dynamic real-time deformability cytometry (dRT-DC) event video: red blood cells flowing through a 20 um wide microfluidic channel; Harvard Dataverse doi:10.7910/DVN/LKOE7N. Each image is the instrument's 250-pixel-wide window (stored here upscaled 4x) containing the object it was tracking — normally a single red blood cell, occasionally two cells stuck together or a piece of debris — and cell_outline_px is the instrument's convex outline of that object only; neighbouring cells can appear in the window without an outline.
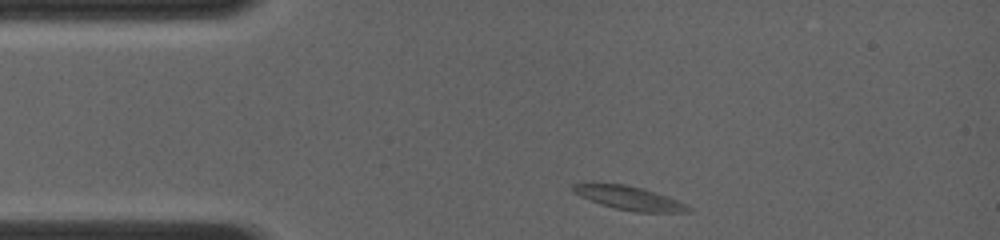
{"species": "common noctule bat (a hibernating species)", "species_latin": "Nyctalus noctula", "temperature_condition": "room temperature", "stored_images_in_passage": 62, "camera_frame_rate_fps": 4000, "um_per_image_px": 0.085, "animal": {"sex": "female", "body_mass_g": 19.0, "forearm_length_mm": 56.7}, "frame": {"image": 1, "passage_image": 1, "time_ms": 0.0, "image_size_px": [1000, 240], "cell_outline_px": [[692, 212], [636, 212], [616, 208], [600, 204], [580, 196], [572, 192], [572, 184], [584, 180], [624, 184], [640, 188], [668, 196], [692, 208]], "centroid_in_image_um": [53.36, 16.79], "position_along_channel_um": 31.6, "area_um2": 16.3}}
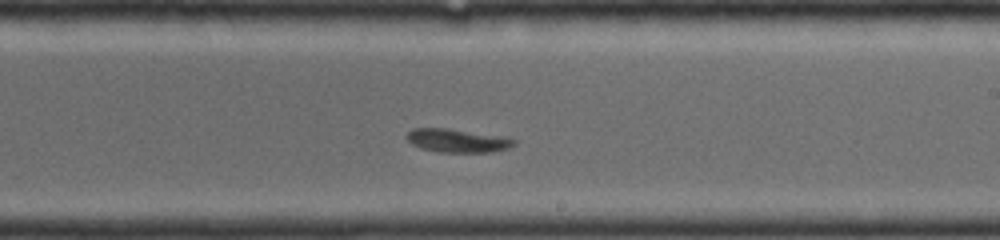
{"frame": {"image": 2, "passage_image": 36, "time_ms": 6.0, "image_size_px": [1000, 240], "cell_outline_px": [[516, 144], [508, 148], [492, 152], [440, 152], [420, 148], [412, 144], [404, 136], [412, 128], [448, 128], [508, 136], [516, 140]], "centroid_in_image_um": [38.91, 11.94], "position_along_channel_um": 250.1, "area_um2": 14.97}}
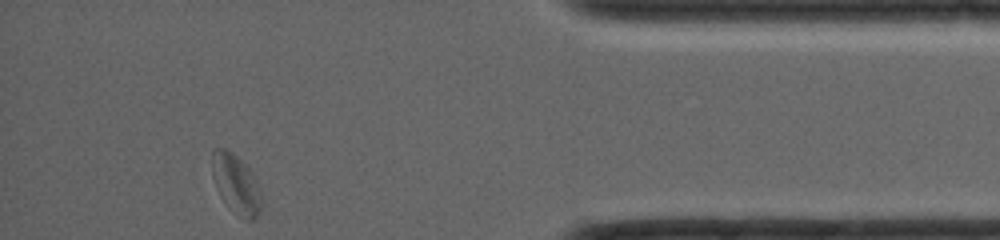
{"frame": {"image": 3, "passage_image": 61, "time_ms": 10.5, "image_size_px": [1000, 240], "cell_outline_px": [[260, 212], [252, 220], [248, 220], [228, 208], [220, 196], [216, 188], [212, 176], [212, 152], [216, 148], [224, 148], [236, 156], [248, 168], [256, 180], [260, 188]], "centroid_in_image_um": [20.03, 15.65], "position_along_channel_um": 415.2, "area_um2": 16.76}}